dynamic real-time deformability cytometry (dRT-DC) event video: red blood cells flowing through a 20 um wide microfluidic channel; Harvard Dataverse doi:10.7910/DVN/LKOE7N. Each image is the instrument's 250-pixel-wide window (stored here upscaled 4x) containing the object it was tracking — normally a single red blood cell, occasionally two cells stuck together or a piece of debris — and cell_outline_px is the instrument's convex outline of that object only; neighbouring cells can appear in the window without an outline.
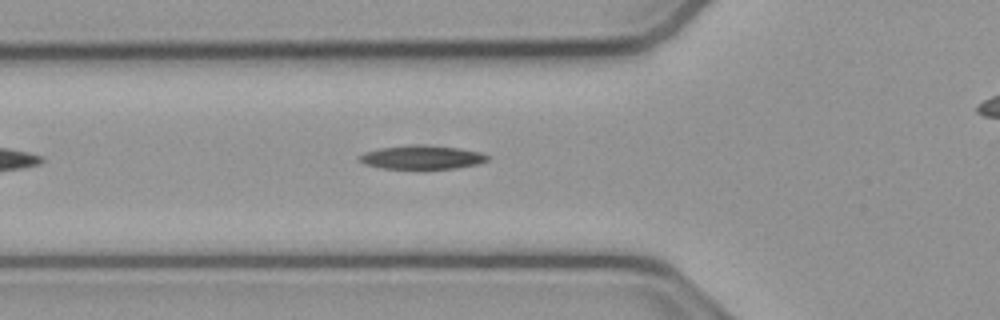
{"species": "common noctule bat (a hibernating species)", "species_latin": "Nyctalus noctula", "temperature_condition": "cold", "stored_images_in_passage": 31, "camera_frame_rate_fps": 3000, "um_per_image_px": 0.085, "animal": {"sex": "male", "body_mass_g": 23.1, "forearm_length_mm": 52.7}, "frame": {"image": 1, "passage_image": 3, "time_ms": 0.667, "image_size_px": [1000, 320], "cell_outline_px": [[488, 160], [476, 164], [456, 168], [424, 172], [416, 172], [380, 168], [364, 164], [360, 160], [360, 156], [368, 152], [380, 148], [456, 148], [480, 152], [488, 156]], "centroid_in_image_um": [35.87, 13.5], "position_along_channel_um": 89.9, "area_um2": 17.28}}
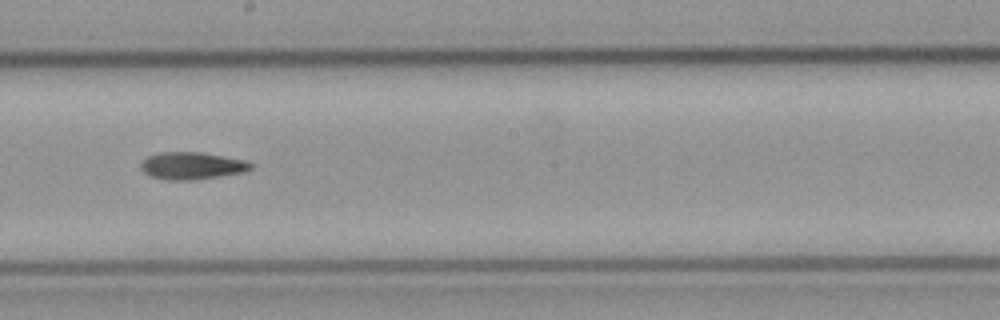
{"frame": {"image": 2, "passage_image": 14, "time_ms": 4.333, "image_size_px": [1000, 320], "cell_outline_px": [[252, 168], [244, 172], [220, 176], [192, 180], [168, 180], [148, 176], [140, 168], [140, 164], [148, 156], [160, 152], [200, 152], [244, 160], [252, 164]], "centroid_in_image_um": [16.27, 14.09], "position_along_channel_um": 231.9, "area_um2": 17.4}}
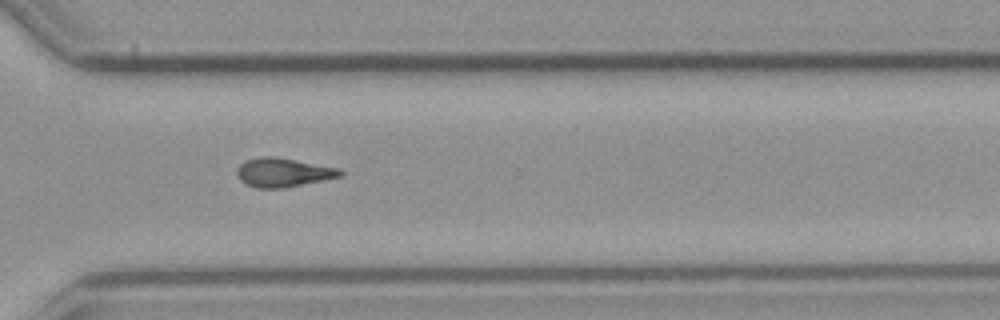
{"frame": {"image": 3, "passage_image": 23, "time_ms": 7.333, "image_size_px": [1000, 320], "cell_outline_px": [[344, 172], [340, 176], [324, 180], [284, 188], [256, 188], [244, 184], [236, 176], [236, 168], [244, 160], [260, 156], [272, 156], [340, 168]], "centroid_in_image_um": [24.01, 14.66], "position_along_channel_um": 346.6, "area_um2": 17.57}}